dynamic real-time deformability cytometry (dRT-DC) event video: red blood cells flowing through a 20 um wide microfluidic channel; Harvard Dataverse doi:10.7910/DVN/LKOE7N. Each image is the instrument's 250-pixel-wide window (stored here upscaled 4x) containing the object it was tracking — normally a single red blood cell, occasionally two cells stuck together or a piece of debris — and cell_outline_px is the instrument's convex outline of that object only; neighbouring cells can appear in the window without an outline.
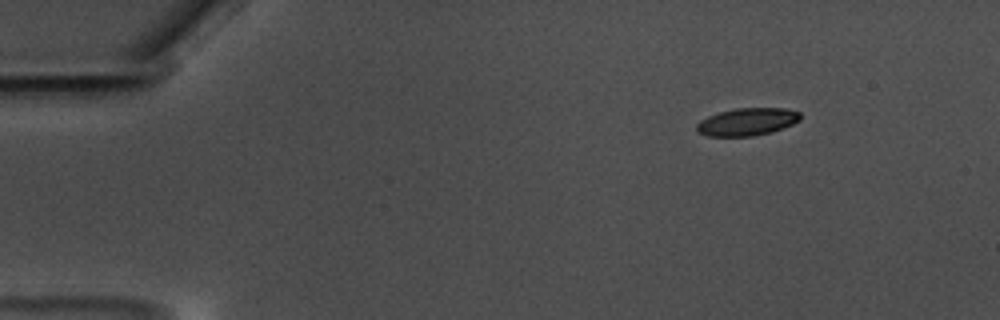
{"species": "common noctule bat (a hibernating species)", "species_latin": "Nyctalus noctula", "temperature_condition": "warm", "stored_images_in_passage": 48, "camera_frame_rate_fps": 3000, "um_per_image_px": 0.085, "animal": {"sex": "male", "body_mass_g": 17.5, "forearm_length_mm": 52.3}, "frame": {"image": 1, "passage_image": 1, "time_ms": 0.0, "image_size_px": [1000, 320], "cell_outline_px": [[800, 120], [784, 128], [772, 132], [752, 136], [708, 136], [696, 132], [696, 124], [700, 120], [708, 116], [720, 112], [736, 108], [788, 108], [800, 112]], "centroid_in_image_um": [63.51, 10.35], "position_along_channel_um": 21.5, "area_um2": 16.76}}
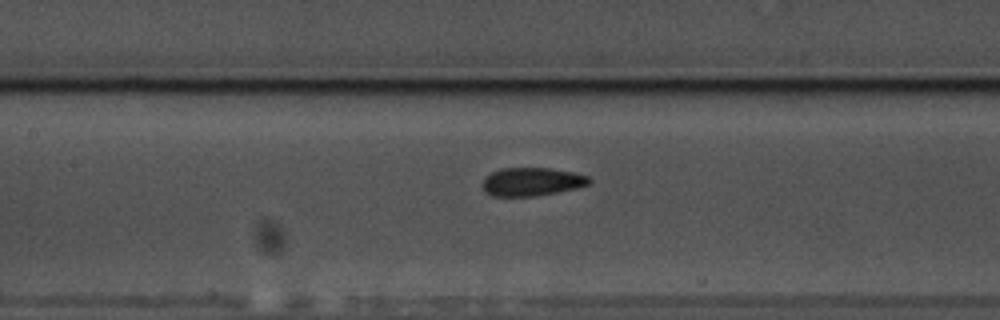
{"frame": {"image": 2, "passage_image": 21, "time_ms": 6.667, "image_size_px": [1000, 320], "cell_outline_px": [[592, 180], [588, 184], [576, 188], [536, 196], [492, 196], [484, 192], [484, 176], [500, 168], [548, 168], [576, 172], [588, 176]], "centroid_in_image_um": [45.2, 15.44], "position_along_channel_um": 162.2, "area_um2": 17.63}}
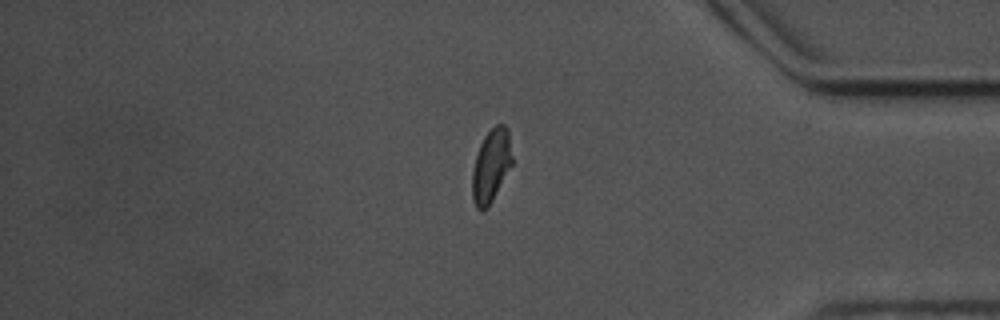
{"frame": {"image": 3, "passage_image": 43, "time_ms": 14.0, "image_size_px": [1000, 320], "cell_outline_px": [[512, 164], [488, 208], [480, 212], [476, 208], [472, 200], [472, 172], [476, 156], [480, 144], [484, 136], [496, 124], [504, 124], [508, 128], [512, 156]], "centroid_in_image_um": [41.73, 14.11], "position_along_channel_um": 393.5, "area_um2": 17.05}}